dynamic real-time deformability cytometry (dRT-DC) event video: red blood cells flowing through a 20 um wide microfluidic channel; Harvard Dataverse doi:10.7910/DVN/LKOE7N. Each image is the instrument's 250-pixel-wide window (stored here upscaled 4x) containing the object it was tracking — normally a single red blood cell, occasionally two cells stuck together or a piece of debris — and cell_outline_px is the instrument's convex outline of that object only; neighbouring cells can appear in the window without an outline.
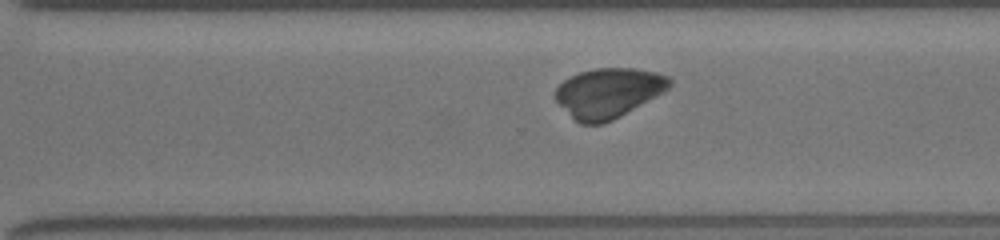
{"species": "common noctule bat (a hibernating species)", "species_latin": "Nyctalus noctula", "temperature_condition": "room temperature", "stored_images_in_passage": 30, "camera_frame_rate_fps": 3000, "um_per_image_px": 0.085, "animal": {"sex": "female", "body_mass_g": 19.5, "forearm_length_mm": 54.1}, "frame": {"image": 1, "passage_image": 23, "time_ms": 7.333, "image_size_px": [1000, 240], "cell_outline_px": [[672, 84], [664, 92], [620, 116], [604, 124], [580, 124], [556, 100], [556, 88], [564, 80], [580, 72], [596, 68], [636, 68], [656, 72], [668, 76], [672, 80]], "centroid_in_image_um": [51.75, 7.88], "position_along_channel_um": 318.9, "area_um2": 32.77}}
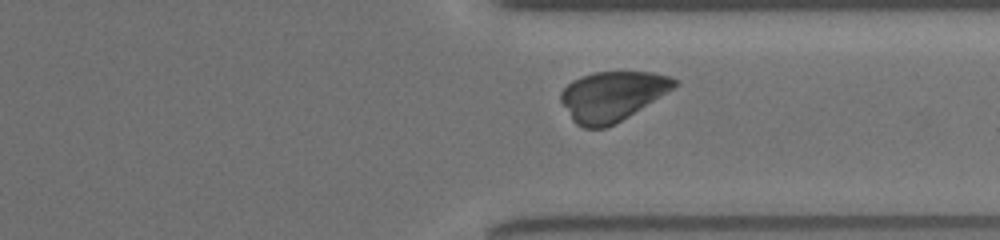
{"frame": {"image": 2, "passage_image": 26, "time_ms": 8.333, "image_size_px": [1000, 240], "cell_outline_px": [[680, 84], [628, 116], [604, 128], [584, 128], [576, 124], [572, 120], [560, 100], [560, 92], [572, 80], [580, 76], [596, 72], [652, 72], [668, 76], [680, 80]], "centroid_in_image_um": [52.02, 8.15], "position_along_channel_um": 359.4, "area_um2": 32.6}}